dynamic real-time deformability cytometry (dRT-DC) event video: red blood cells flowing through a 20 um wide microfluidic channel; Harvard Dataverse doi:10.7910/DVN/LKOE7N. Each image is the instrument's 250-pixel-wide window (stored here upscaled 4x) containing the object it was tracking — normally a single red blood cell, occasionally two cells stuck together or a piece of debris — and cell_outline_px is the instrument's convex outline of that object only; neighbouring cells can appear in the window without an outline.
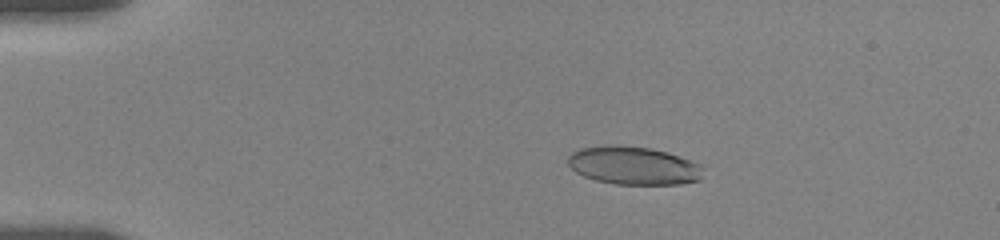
{"species": "human", "species_latin": "Homo sapiens", "temperature_condition": "room temperature", "stored_images_in_passage": 40, "camera_frame_rate_fps": 3000, "um_per_image_px": 0.085, "donor": {"sex": "female"}, "frame": {"image": 1, "passage_image": 2, "time_ms": 0.667, "image_size_px": [1000, 240], "cell_outline_px": [[700, 180], [680, 184], [616, 184], [596, 180], [584, 176], [576, 172], [568, 164], [568, 156], [572, 152], [580, 148], [604, 144], [616, 144], [652, 148], [668, 152], [700, 164]], "centroid_in_image_um": [53.8, 14.05], "position_along_channel_um": 31.2, "area_um2": 30.11}}
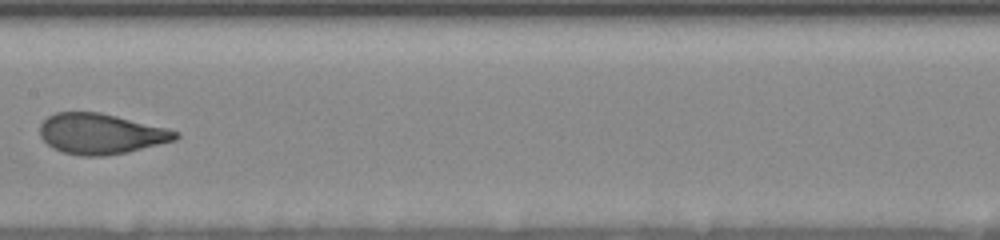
{"frame": {"image": 2, "passage_image": 17, "time_ms": 7.0, "image_size_px": [1000, 240], "cell_outline_px": [[180, 136], [176, 140], [128, 152], [104, 156], [80, 156], [64, 152], [52, 148], [40, 136], [40, 124], [48, 116], [56, 112], [100, 112], [168, 128], [180, 132]], "centroid_in_image_um": [8.59, 11.37], "position_along_channel_um": 198.8, "area_um2": 32.14}}
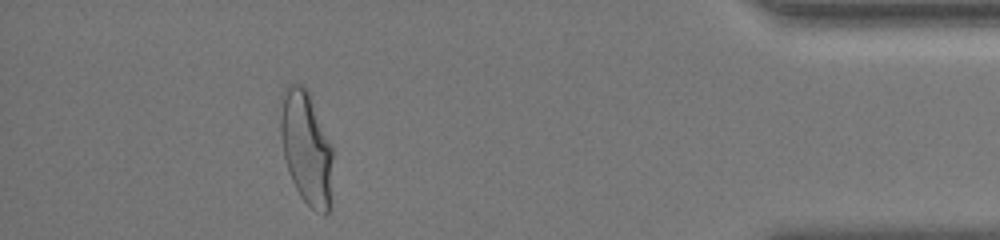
{"frame": {"image": 3, "passage_image": 35, "time_ms": 14.0, "image_size_px": [1000, 240], "cell_outline_px": [[332, 156], [328, 212], [324, 216], [316, 212], [300, 196], [288, 172], [284, 156], [280, 132], [280, 96], [284, 88], [288, 84], [300, 84], [308, 92], [332, 144]], "centroid_in_image_um": [26.0, 12.52], "position_along_channel_um": 409.2, "area_um2": 34.33}, "authors_computed_cell_mechanics": {"area_um2": 32.3391, "velocity_mm_per_s": 3.6371, "shape_relaxation_time_tau1_ms": 3.7374, "shape_relaxation_time_tau2_ms": null, "deformation_change_tau1": 0.1848, "deformation_change_tau2": null}}